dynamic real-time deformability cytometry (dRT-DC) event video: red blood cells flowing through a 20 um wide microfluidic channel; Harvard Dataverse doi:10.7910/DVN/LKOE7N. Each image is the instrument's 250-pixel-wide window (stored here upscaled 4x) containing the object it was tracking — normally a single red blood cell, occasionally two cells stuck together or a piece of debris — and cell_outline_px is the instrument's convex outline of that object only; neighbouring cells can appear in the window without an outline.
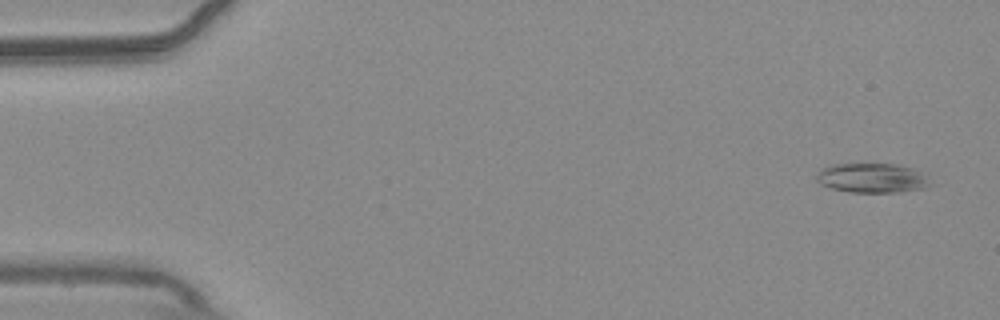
{"species": "common noctule bat (a hibernating species)", "species_latin": "Nyctalus noctula", "temperature_condition": "warm", "stored_images_in_passage": 55, "camera_frame_rate_fps": 3000, "um_per_image_px": 0.085, "animal": {"sex": "male", "body_mass_g": 20.4}, "frame": {"image": 1, "passage_image": 3, "time_ms": 0.667, "image_size_px": [1000, 320], "cell_outline_px": [[936, 184], [924, 188], [900, 192], [848, 192], [832, 188], [820, 184], [816, 180], [816, 176], [820, 168], [828, 164], [896, 164], [912, 168], [920, 172]], "centroid_in_image_um": [74.13, 15.13], "position_along_channel_um": 10.9, "area_um2": 19.83}}
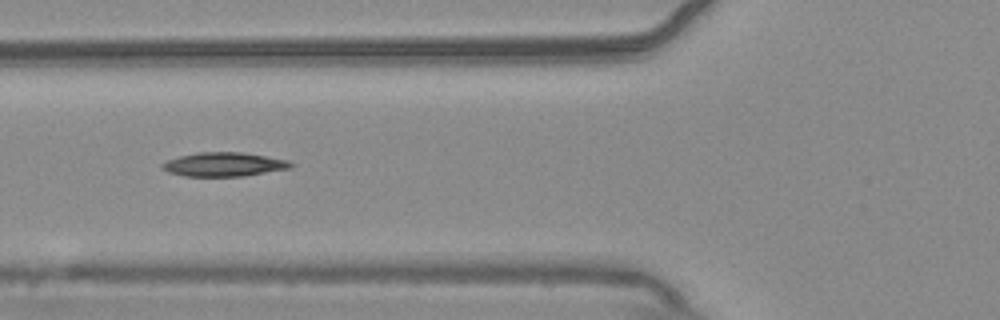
{"frame": {"image": 2, "passage_image": 21, "time_ms": 6.667, "image_size_px": [1000, 320], "cell_outline_px": [[296, 164], [292, 168], [244, 176], [184, 176], [168, 172], [160, 168], [160, 164], [168, 160], [180, 156], [196, 152], [240, 152], [288, 160]], "centroid_in_image_um": [19.03, 13.98], "position_along_channel_um": 106.8, "area_um2": 18.03}}
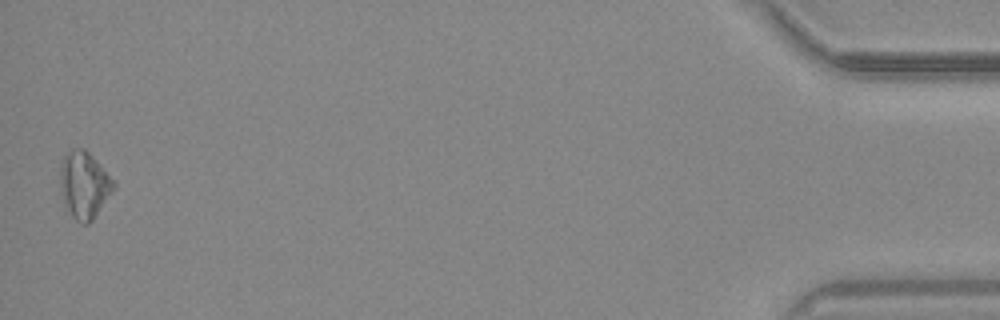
{"frame": {"image": 3, "passage_image": 54, "time_ms": 17.667, "image_size_px": [1000, 320], "cell_outline_px": [[116, 184], [112, 192], [92, 220], [88, 224], [84, 224], [76, 220], [64, 208], [60, 184], [60, 160], [72, 148], [84, 148], [116, 180]], "centroid_in_image_um": [7.14, 15.71], "position_along_channel_um": 428.1, "area_um2": 21.04}}